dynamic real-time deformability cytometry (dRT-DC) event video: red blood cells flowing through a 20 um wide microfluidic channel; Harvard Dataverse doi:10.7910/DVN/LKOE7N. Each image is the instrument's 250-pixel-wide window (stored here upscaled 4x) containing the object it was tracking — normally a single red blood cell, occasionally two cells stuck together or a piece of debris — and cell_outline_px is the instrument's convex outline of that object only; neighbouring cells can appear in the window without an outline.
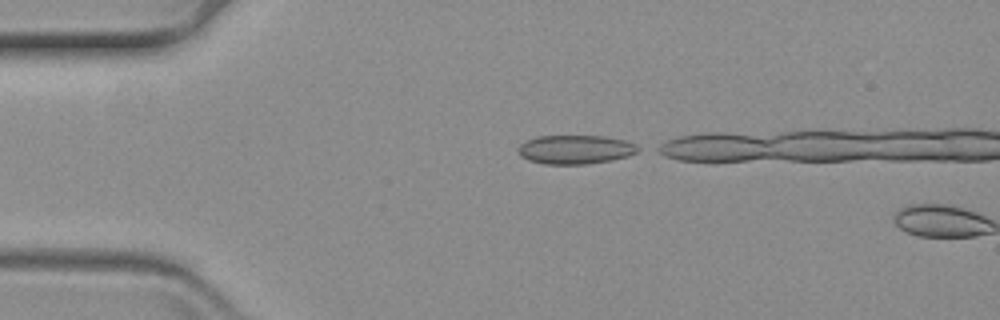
{"species": "common noctule bat (a hibernating species)", "species_latin": "Nyctalus noctula", "temperature_condition": "warm", "stored_images_in_passage": 2, "camera_frame_rate_fps": 3000, "um_per_image_px": 0.085, "animal": {"sex": "female", "body_mass_g": 19.3, "forearm_length_mm": 54.1}, "frame": {"image": 1, "passage_image": 1, "time_ms": 0.0, "image_size_px": [1000, 320], "cell_outline_px": [[644, 148], [628, 156], [612, 160], [584, 164], [544, 164], [528, 160], [520, 156], [516, 152], [516, 148], [520, 144], [536, 136], [608, 136], [624, 140], [636, 144]], "centroid_in_image_um": [48.91, 12.7], "position_along_channel_um": 36.1, "area_um2": 20.46}}